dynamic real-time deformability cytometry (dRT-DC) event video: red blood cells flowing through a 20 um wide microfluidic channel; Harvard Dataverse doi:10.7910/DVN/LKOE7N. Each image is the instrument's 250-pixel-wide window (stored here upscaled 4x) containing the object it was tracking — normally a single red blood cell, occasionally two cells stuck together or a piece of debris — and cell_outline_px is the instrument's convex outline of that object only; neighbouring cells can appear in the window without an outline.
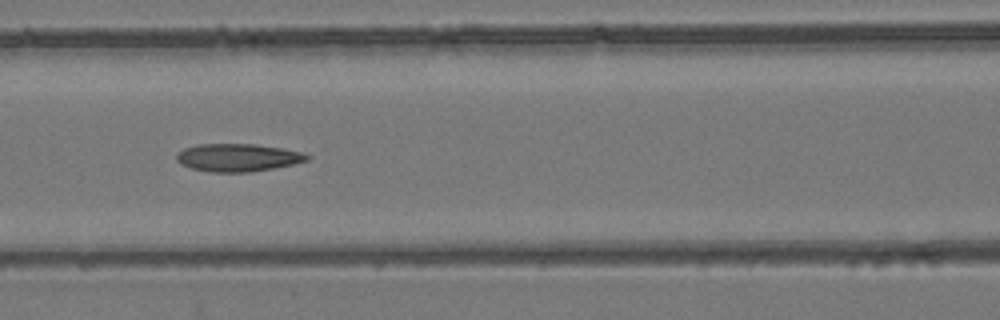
{"species": "common noctule bat (a hibernating species)", "species_latin": "Nyctalus noctula", "temperature_condition": "room temperature", "stored_images_in_passage": 9, "camera_frame_rate_fps": 3000, "um_per_image_px": 0.085, "animal": {"sex": "female", "body_mass_g": 24.6, "forearm_length_mm": 56.2}, "frame": {"image": 1, "passage_image": 7, "time_ms": 2.0, "image_size_px": [1000, 320], "cell_outline_px": [[308, 160], [292, 164], [272, 168], [248, 172], [212, 172], [192, 168], [180, 164], [176, 160], [176, 156], [184, 148], [196, 144], [252, 144], [280, 148], [300, 152], [308, 156]], "centroid_in_image_um": [20.15, 13.39], "position_along_channel_um": 146.4, "area_um2": 20.75}}
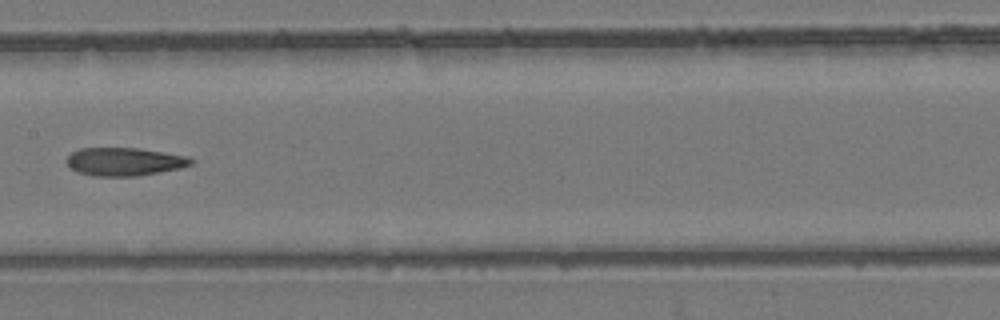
{"frame": {"image": 2, "passage_image": 8, "time_ms": 2.333, "image_size_px": [1000, 320], "cell_outline_px": [[196, 160], [192, 164], [180, 168], [136, 176], [92, 176], [76, 172], [64, 160], [72, 152], [80, 148], [140, 148], [188, 156]], "centroid_in_image_um": [10.58, 13.74], "position_along_channel_um": 196.8, "area_um2": 20.52}}
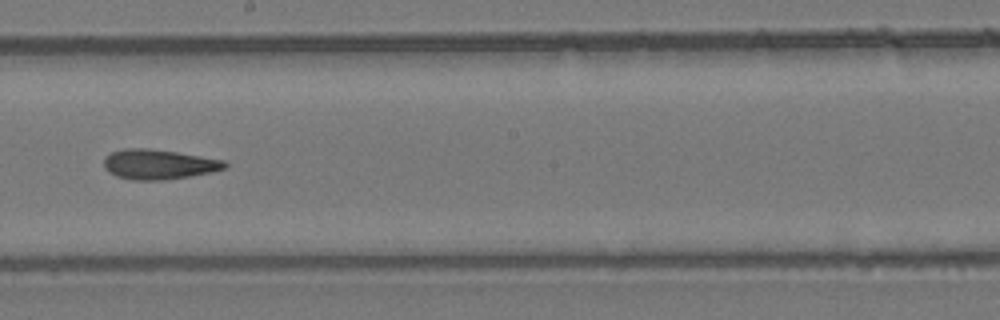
{"frame": {"image": 3, "passage_image": 9, "time_ms": 2.667, "image_size_px": [1000, 320], "cell_outline_px": [[228, 164], [224, 168], [212, 172], [164, 180], [132, 180], [116, 176], [108, 172], [104, 168], [104, 156], [112, 152], [124, 148], [148, 148], [176, 152], [224, 160]], "centroid_in_image_um": [13.44, 13.97], "position_along_channel_um": 234.8, "area_um2": 21.04}}